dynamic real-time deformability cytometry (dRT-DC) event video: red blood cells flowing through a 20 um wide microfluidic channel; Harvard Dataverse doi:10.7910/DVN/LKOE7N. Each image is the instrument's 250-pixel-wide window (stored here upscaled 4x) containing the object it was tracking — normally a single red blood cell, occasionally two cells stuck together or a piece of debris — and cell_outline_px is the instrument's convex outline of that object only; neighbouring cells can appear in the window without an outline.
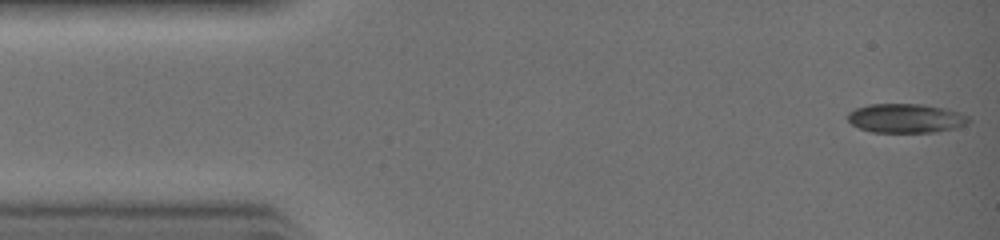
{"species": "common noctule bat (a hibernating species)", "species_latin": "Nyctalus noctula", "temperature_condition": "warm", "stored_images_in_passage": 32, "camera_frame_rate_fps": 3000, "um_per_image_px": 0.085, "animal": {"sex": "female", "body_mass_g": 19.0, "forearm_length_mm": 51.5}, "frame": {"image": 1, "passage_image": 1, "time_ms": 0.0, "image_size_px": [1000, 240], "cell_outline_px": [[972, 120], [968, 124], [936, 132], [872, 132], [860, 128], [852, 124], [848, 120], [848, 112], [856, 108], [868, 104], [924, 104], [944, 108], [960, 112], [968, 116]], "centroid_in_image_um": [77.01, 10.04], "position_along_channel_um": 8.0, "area_um2": 20.58}}
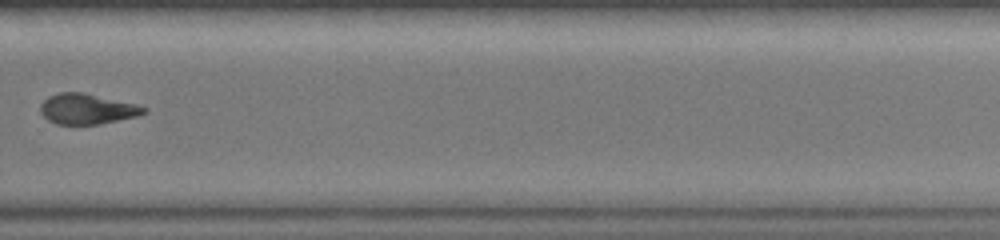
{"frame": {"image": 2, "passage_image": 22, "time_ms": 7.0, "image_size_px": [1000, 240], "cell_outline_px": [[144, 112], [136, 116], [100, 124], [56, 124], [48, 120], [40, 112], [40, 104], [48, 96], [60, 92], [80, 92], [136, 104], [144, 108]], "centroid_in_image_um": [7.32, 9.26], "position_along_channel_um": 322.5, "area_um2": 17.98}}
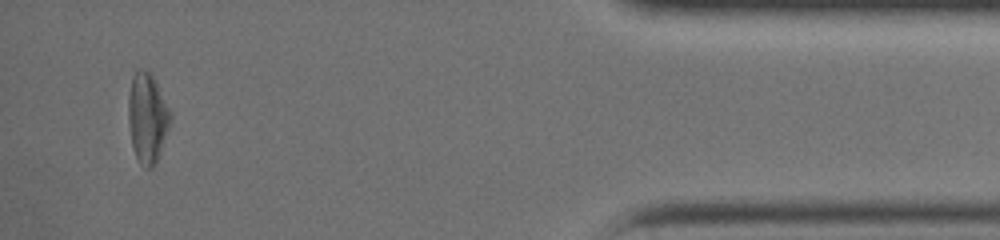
{"frame": {"image": 3, "passage_image": 30, "time_ms": 9.667, "image_size_px": [1000, 240], "cell_outline_px": [[172, 120], [156, 164], [152, 168], [144, 168], [140, 164], [136, 156], [132, 144], [128, 124], [128, 96], [132, 76], [140, 68], [148, 72], [152, 76], [172, 116]], "centroid_in_image_um": [12.51, 10.07], "position_along_channel_um": 422.7, "area_um2": 21.85}}